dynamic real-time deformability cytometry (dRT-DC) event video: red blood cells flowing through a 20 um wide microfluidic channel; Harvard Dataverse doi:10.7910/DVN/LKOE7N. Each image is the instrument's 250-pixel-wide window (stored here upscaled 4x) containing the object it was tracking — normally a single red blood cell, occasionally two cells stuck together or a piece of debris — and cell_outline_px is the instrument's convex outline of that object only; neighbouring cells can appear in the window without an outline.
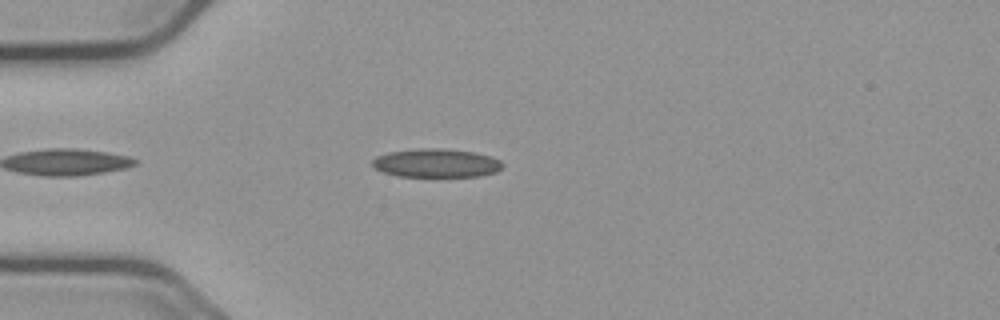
{"species": "common noctule bat (a hibernating species)", "species_latin": "Nyctalus noctula", "temperature_condition": "cold", "stored_images_in_passage": 27, "camera_frame_rate_fps": 3000, "um_per_image_px": 0.085, "animal": {"sex": "male", "body_mass_g": 23.1, "forearm_length_mm": 52.7}, "frame": {"image": 1, "passage_image": 5, "time_ms": 1.333, "image_size_px": [1000, 320], "cell_outline_px": [[504, 164], [496, 172], [480, 176], [436, 180], [396, 176], [384, 172], [376, 168], [372, 164], [372, 160], [376, 156], [388, 152], [420, 148], [444, 148], [476, 152], [492, 156], [500, 160]], "centroid_in_image_um": [37.11, 13.91], "position_along_channel_um": 47.9, "area_um2": 23.0}}
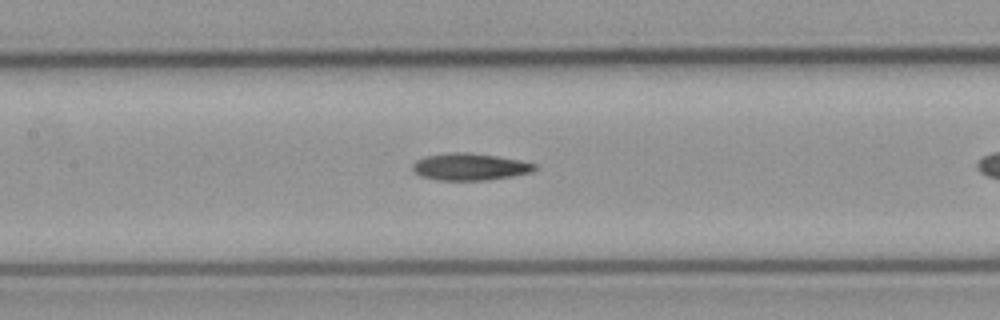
{"frame": {"image": 2, "passage_image": 12, "time_ms": 3.667, "image_size_px": [1000, 320], "cell_outline_px": [[536, 168], [532, 172], [512, 176], [488, 180], [436, 180], [420, 176], [412, 168], [412, 164], [416, 160], [428, 156], [456, 152], [464, 152], [496, 156], [520, 160], [536, 164]], "centroid_in_image_um": [39.94, 14.19], "position_along_channel_um": 167.5, "area_um2": 19.02}}
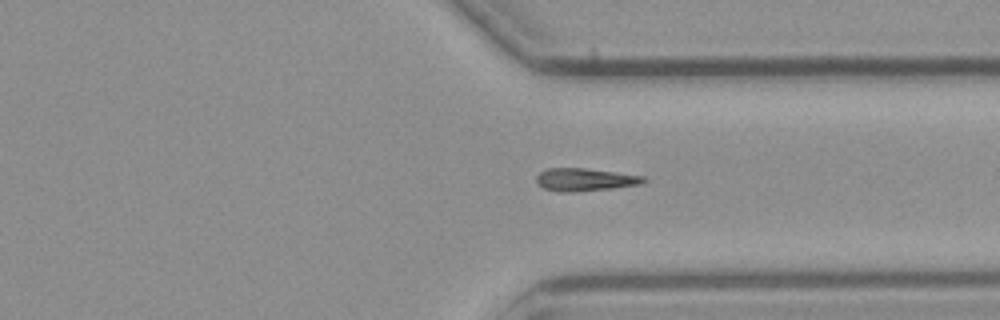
{"frame": {"image": 3, "passage_image": 24, "time_ms": 7.667, "image_size_px": [1000, 320], "cell_outline_px": [[648, 180], [640, 184], [612, 188], [576, 192], [560, 192], [544, 188], [536, 184], [536, 176], [540, 172], [548, 168], [584, 168], [616, 172], [644, 176]], "centroid_in_image_um": [49.7, 15.27], "position_along_channel_um": 361.7, "area_um2": 14.28}}